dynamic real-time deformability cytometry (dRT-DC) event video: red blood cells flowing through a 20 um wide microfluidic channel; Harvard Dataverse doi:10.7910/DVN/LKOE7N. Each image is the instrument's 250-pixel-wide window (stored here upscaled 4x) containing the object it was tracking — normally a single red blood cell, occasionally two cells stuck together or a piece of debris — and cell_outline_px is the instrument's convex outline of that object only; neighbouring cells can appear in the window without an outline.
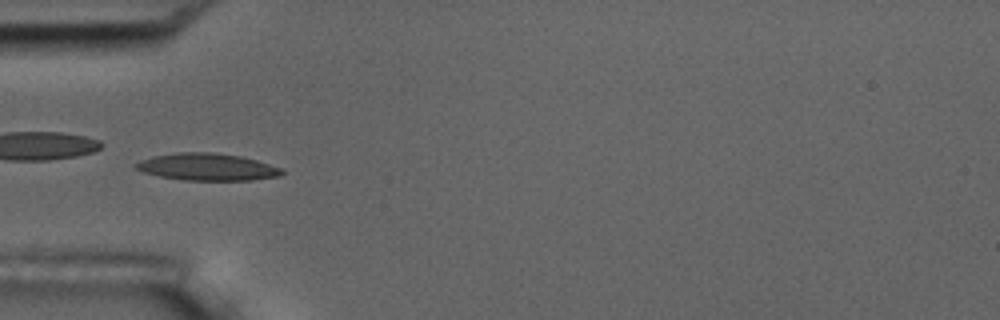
{"species": "common noctule bat (a hibernating species)", "species_latin": "Nyctalus noctula", "temperature_condition": "room temperature", "stored_images_in_passage": 8, "camera_frame_rate_fps": 3000, "um_per_image_px": 0.085, "animal": {"sex": "male", "body_mass_g": 17.5, "forearm_length_mm": 52.3}, "frame": {"image": 1, "passage_image": 4, "time_ms": 3.333, "image_size_px": [1000, 320], "cell_outline_px": [[284, 172], [280, 176], [252, 180], [184, 180], [160, 176], [144, 172], [136, 168], [132, 164], [140, 160], [152, 156], [176, 152], [212, 152], [240, 156], [256, 160], [284, 168]], "centroid_in_image_um": [17.62, 14.18], "position_along_channel_um": 67.4, "area_um2": 23.18}}
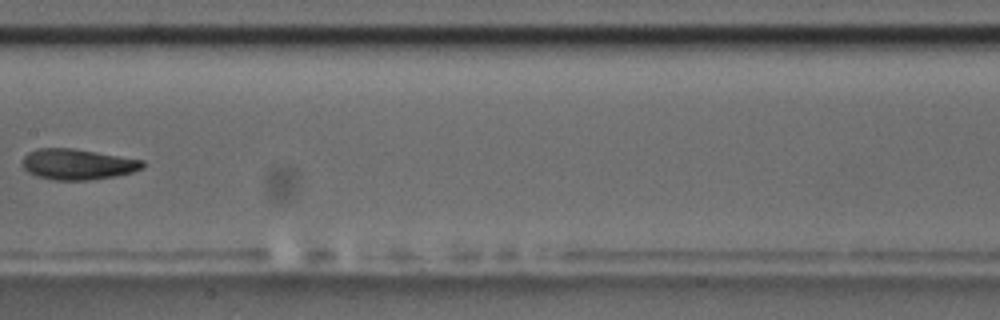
{"frame": {"image": 2, "passage_image": 7, "time_ms": 7.0, "image_size_px": [1000, 320], "cell_outline_px": [[144, 168], [132, 172], [116, 176], [88, 180], [52, 180], [36, 176], [28, 172], [24, 168], [24, 156], [28, 152], [40, 148], [72, 148], [144, 160]], "centroid_in_image_um": [6.61, 13.97], "position_along_channel_um": 200.8, "area_um2": 21.44}}
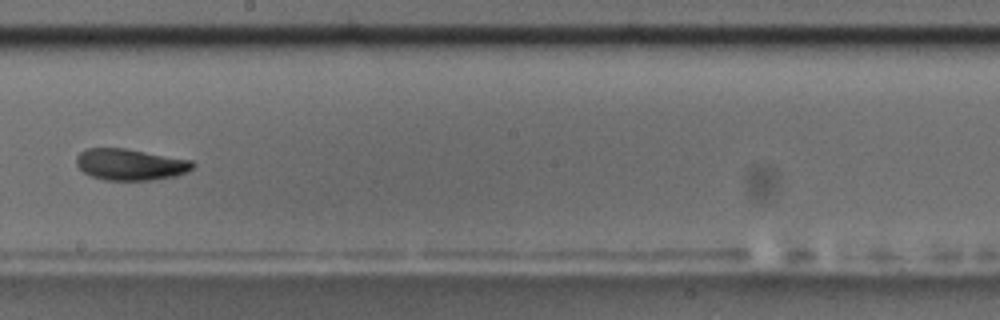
{"frame": {"image": 3, "passage_image": 8, "time_ms": 8.0, "image_size_px": [1000, 320], "cell_outline_px": [[196, 164], [188, 172], [176, 176], [152, 180], [104, 180], [92, 176], [84, 172], [76, 164], [76, 156], [80, 152], [88, 148], [124, 148], [192, 160]], "centroid_in_image_um": [11.09, 13.98], "position_along_channel_um": 237.1, "area_um2": 21.33}}